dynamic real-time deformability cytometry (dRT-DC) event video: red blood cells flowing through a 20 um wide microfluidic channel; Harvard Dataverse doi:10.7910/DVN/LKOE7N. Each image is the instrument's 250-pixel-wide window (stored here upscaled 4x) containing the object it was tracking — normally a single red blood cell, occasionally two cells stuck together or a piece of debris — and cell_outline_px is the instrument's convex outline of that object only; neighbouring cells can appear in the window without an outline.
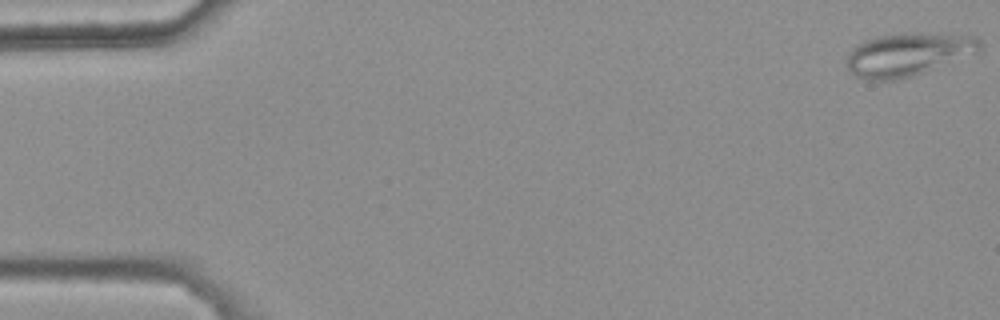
{"species": "common noctule bat (a hibernating species)", "species_latin": "Nyctalus noctula", "temperature_condition": "warm", "stored_images_in_passage": 49, "camera_frame_rate_fps": 3000, "um_per_image_px": 0.085, "animal": {"sex": "female", "body_mass_g": 25.1}, "frame": {"image": 1, "passage_image": 1, "time_ms": 0.0, "image_size_px": [1000, 320], "cell_outline_px": [[980, 48], [976, 52], [912, 76], [896, 80], [864, 80], [848, 72], [848, 52], [856, 44], [864, 40], [876, 36], [900, 32], [948, 32], [976, 36], [980, 40]], "centroid_in_image_um": [77.15, 4.58], "position_along_channel_um": 7.9, "area_um2": 33.87}}
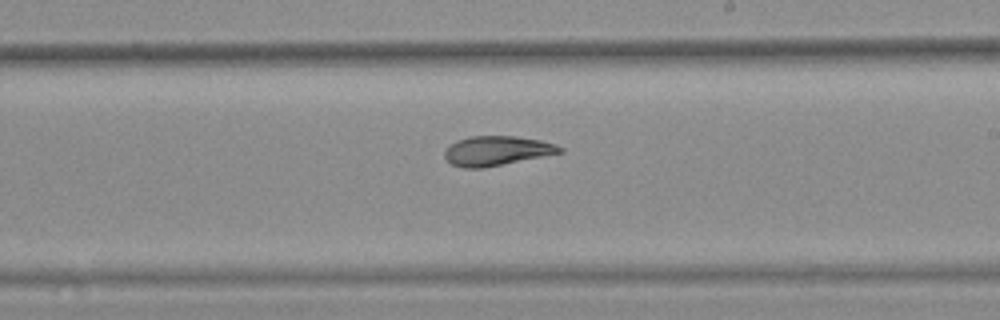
{"frame": {"image": 2, "passage_image": 32, "time_ms": 10.333, "image_size_px": [1000, 320], "cell_outline_px": [[564, 152], [484, 168], [464, 168], [452, 164], [444, 156], [444, 152], [448, 144], [456, 140], [468, 136], [516, 136], [540, 140], [556, 144], [564, 148]], "centroid_in_image_um": [42.22, 12.81], "position_along_channel_um": 246.8, "area_um2": 20.0}}
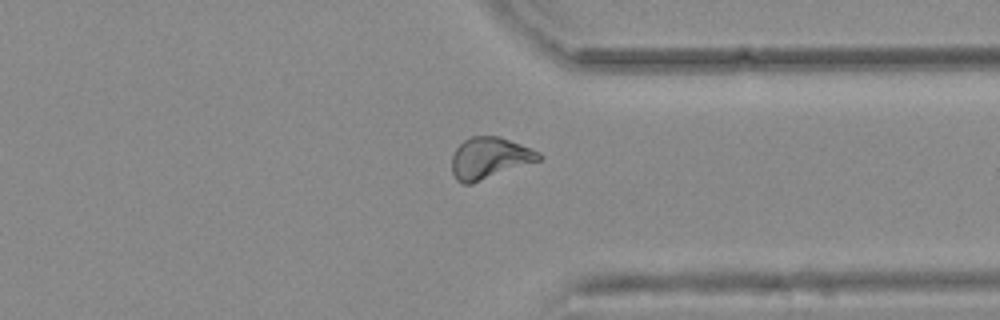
{"frame": {"image": 3, "passage_image": 42, "time_ms": 13.667, "image_size_px": [1000, 320], "cell_outline_px": [[544, 156], [540, 160], [472, 184], [464, 184], [456, 180], [452, 172], [452, 156], [456, 148], [464, 140], [472, 136], [500, 136], [540, 152]], "centroid_in_image_um": [41.6, 13.44], "position_along_channel_um": 369.8, "area_um2": 21.04}, "authors_computed_cell_mechanics": {"area_um2": 20.6924, "velocity_mm_per_s": 3.7155, "shape_relaxation_time_tau1_ms": null, "shape_relaxation_time_tau2_ms": 4.4098, "deformation_change_tau1": null, "deformation_change_tau2": 0.0862}}